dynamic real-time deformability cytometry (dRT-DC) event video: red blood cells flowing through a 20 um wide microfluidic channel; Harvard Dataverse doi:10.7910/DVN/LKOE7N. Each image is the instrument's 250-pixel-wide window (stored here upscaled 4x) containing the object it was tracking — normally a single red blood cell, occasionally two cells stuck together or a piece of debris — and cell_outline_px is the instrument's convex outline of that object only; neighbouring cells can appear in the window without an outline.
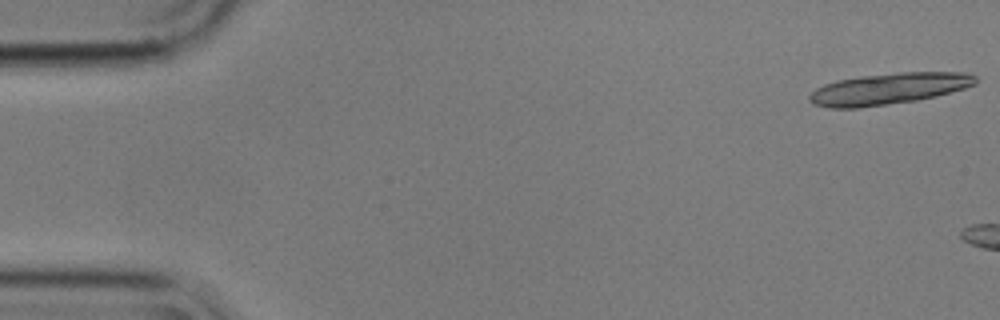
{"species": "common noctule bat (a hibernating species)", "species_latin": "Nyctalus noctula", "temperature_condition": "cold", "stored_images_in_passage": 3, "camera_frame_rate_fps": 3000, "um_per_image_px": 0.085, "animal": {"sex": "male", "body_mass_g": 17.9}, "frame": {"image": 1, "passage_image": 1, "time_ms": 0.0, "image_size_px": [1000, 320], "cell_outline_px": [[976, 84], [964, 88], [936, 96], [916, 100], [860, 108], [828, 108], [812, 104], [808, 100], [808, 96], [816, 88], [824, 84], [836, 80], [860, 76], [900, 72], [964, 72], [976, 76]], "centroid_in_image_um": [75.49, 7.54], "position_along_channel_um": 9.5, "area_um2": 30.46}}